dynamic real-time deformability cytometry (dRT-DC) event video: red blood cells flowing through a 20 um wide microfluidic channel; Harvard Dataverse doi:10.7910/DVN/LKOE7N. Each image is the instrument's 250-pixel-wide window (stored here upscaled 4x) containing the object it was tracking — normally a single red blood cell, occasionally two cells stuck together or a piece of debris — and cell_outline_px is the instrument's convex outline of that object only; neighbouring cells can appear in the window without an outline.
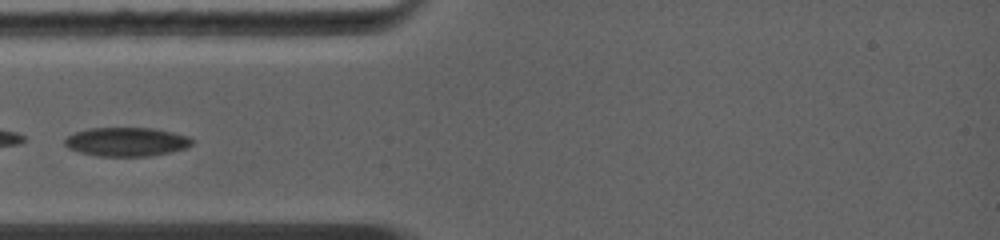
{"species": "common noctule bat (a hibernating species)", "species_latin": "Nyctalus noctula", "temperature_condition": "warm", "stored_images_in_passage": 6, "camera_frame_rate_fps": 5000, "um_per_image_px": 0.085, "animal": {"sex": "female", "body_mass_g": 19.0, "forearm_length_mm": 56.7}, "frame": {"image": 1, "passage_image": 1, "time_ms": 0.0, "image_size_px": [1000, 240], "cell_outline_px": [[192, 144], [188, 148], [148, 156], [96, 156], [80, 152], [68, 148], [64, 144], [64, 140], [68, 136], [76, 132], [88, 128], [152, 128], [172, 132], [188, 136], [192, 140]], "centroid_in_image_um": [10.74, 12.05], "position_along_channel_um": 74.3, "area_um2": 21.33}}
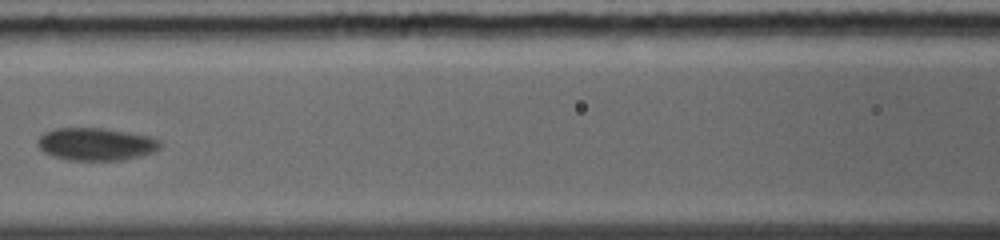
{"frame": {"image": 2, "passage_image": 4, "time_ms": 2.0, "image_size_px": [1000, 240], "cell_outline_px": [[164, 144], [156, 152], [124, 160], [68, 160], [52, 156], [44, 152], [36, 144], [36, 140], [44, 132], [56, 128], [104, 128], [128, 132], [148, 136], [160, 140]], "centroid_in_image_um": [8.18, 12.25], "position_along_channel_um": 158.4, "area_um2": 23.58}}